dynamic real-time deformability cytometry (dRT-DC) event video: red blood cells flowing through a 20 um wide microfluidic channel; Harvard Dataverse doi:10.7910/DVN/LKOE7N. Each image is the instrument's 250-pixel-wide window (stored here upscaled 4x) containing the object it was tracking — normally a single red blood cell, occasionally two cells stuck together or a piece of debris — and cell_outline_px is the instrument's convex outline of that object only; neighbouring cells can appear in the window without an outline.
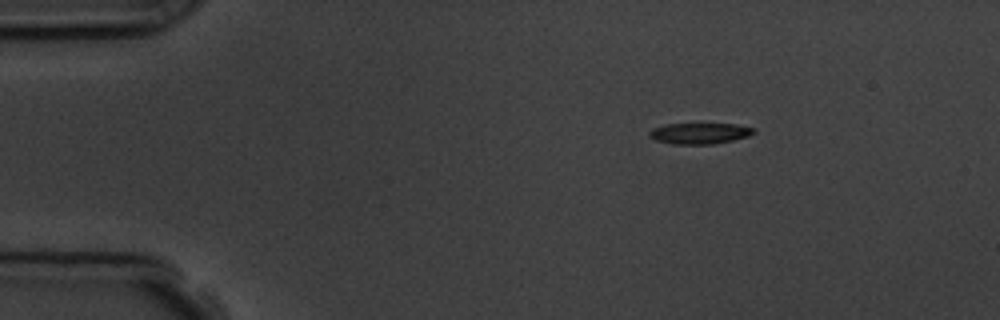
{"species": "common noctule bat (a hibernating species)", "species_latin": "Nyctalus noctula", "temperature_condition": "room temperature", "stored_images_in_passage": 3, "camera_frame_rate_fps": 3000, "um_per_image_px": 0.085, "animal": {"sex": "male", "body_mass_g": 19.5, "forearm_length_mm": 54.6}, "frame": {"image": 1, "passage_image": 1, "time_ms": 0.0, "image_size_px": [1000, 320], "cell_outline_px": [[756, 132], [748, 136], [732, 140], [712, 144], [672, 144], [656, 140], [648, 136], [648, 132], [652, 128], [664, 124], [736, 124], [752, 128]], "centroid_in_image_um": [59.41, 11.33], "position_along_channel_um": 25.6, "area_um2": 12.72}}